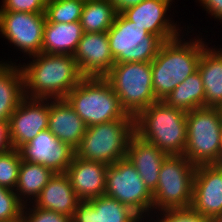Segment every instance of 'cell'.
I'll use <instances>...</instances> for the list:
<instances>
[{
  "label": "cell",
  "instance_id": "cell-13",
  "mask_svg": "<svg viewBox=\"0 0 222 222\" xmlns=\"http://www.w3.org/2000/svg\"><path fill=\"white\" fill-rule=\"evenodd\" d=\"M18 150L22 160L48 167L54 173H65L75 155V149L61 142L48 129Z\"/></svg>",
  "mask_w": 222,
  "mask_h": 222
},
{
  "label": "cell",
  "instance_id": "cell-5",
  "mask_svg": "<svg viewBox=\"0 0 222 222\" xmlns=\"http://www.w3.org/2000/svg\"><path fill=\"white\" fill-rule=\"evenodd\" d=\"M184 156L195 166L217 164L222 149V109L199 108L187 112Z\"/></svg>",
  "mask_w": 222,
  "mask_h": 222
},
{
  "label": "cell",
  "instance_id": "cell-6",
  "mask_svg": "<svg viewBox=\"0 0 222 222\" xmlns=\"http://www.w3.org/2000/svg\"><path fill=\"white\" fill-rule=\"evenodd\" d=\"M134 133L135 119H117L87 127L75 155L84 160L114 164L126 158Z\"/></svg>",
  "mask_w": 222,
  "mask_h": 222
},
{
  "label": "cell",
  "instance_id": "cell-23",
  "mask_svg": "<svg viewBox=\"0 0 222 222\" xmlns=\"http://www.w3.org/2000/svg\"><path fill=\"white\" fill-rule=\"evenodd\" d=\"M7 62L0 61V121L9 120L10 115L25 98L20 64Z\"/></svg>",
  "mask_w": 222,
  "mask_h": 222
},
{
  "label": "cell",
  "instance_id": "cell-26",
  "mask_svg": "<svg viewBox=\"0 0 222 222\" xmlns=\"http://www.w3.org/2000/svg\"><path fill=\"white\" fill-rule=\"evenodd\" d=\"M163 101L184 112L205 107V91L199 71L176 86Z\"/></svg>",
  "mask_w": 222,
  "mask_h": 222
},
{
  "label": "cell",
  "instance_id": "cell-22",
  "mask_svg": "<svg viewBox=\"0 0 222 222\" xmlns=\"http://www.w3.org/2000/svg\"><path fill=\"white\" fill-rule=\"evenodd\" d=\"M205 91V107L222 109V48H204L198 68Z\"/></svg>",
  "mask_w": 222,
  "mask_h": 222
},
{
  "label": "cell",
  "instance_id": "cell-29",
  "mask_svg": "<svg viewBox=\"0 0 222 222\" xmlns=\"http://www.w3.org/2000/svg\"><path fill=\"white\" fill-rule=\"evenodd\" d=\"M21 155L18 149L11 148L0 153V185L15 190L21 166Z\"/></svg>",
  "mask_w": 222,
  "mask_h": 222
},
{
  "label": "cell",
  "instance_id": "cell-20",
  "mask_svg": "<svg viewBox=\"0 0 222 222\" xmlns=\"http://www.w3.org/2000/svg\"><path fill=\"white\" fill-rule=\"evenodd\" d=\"M87 129L66 99H50L48 130L61 142L76 149Z\"/></svg>",
  "mask_w": 222,
  "mask_h": 222
},
{
  "label": "cell",
  "instance_id": "cell-31",
  "mask_svg": "<svg viewBox=\"0 0 222 222\" xmlns=\"http://www.w3.org/2000/svg\"><path fill=\"white\" fill-rule=\"evenodd\" d=\"M156 213V220L152 222H211L207 217L195 212L191 207L180 209H167ZM161 213V214H160ZM160 215V216H158ZM163 215V216H162ZM161 218V219H160Z\"/></svg>",
  "mask_w": 222,
  "mask_h": 222
},
{
  "label": "cell",
  "instance_id": "cell-3",
  "mask_svg": "<svg viewBox=\"0 0 222 222\" xmlns=\"http://www.w3.org/2000/svg\"><path fill=\"white\" fill-rule=\"evenodd\" d=\"M187 112L158 100L135 117V133L166 155H183L187 141Z\"/></svg>",
  "mask_w": 222,
  "mask_h": 222
},
{
  "label": "cell",
  "instance_id": "cell-32",
  "mask_svg": "<svg viewBox=\"0 0 222 222\" xmlns=\"http://www.w3.org/2000/svg\"><path fill=\"white\" fill-rule=\"evenodd\" d=\"M22 219L23 222H71V217L67 215L40 209L32 203L23 206Z\"/></svg>",
  "mask_w": 222,
  "mask_h": 222
},
{
  "label": "cell",
  "instance_id": "cell-2",
  "mask_svg": "<svg viewBox=\"0 0 222 222\" xmlns=\"http://www.w3.org/2000/svg\"><path fill=\"white\" fill-rule=\"evenodd\" d=\"M185 41L181 35L163 42L151 61L155 98L163 101L180 83L197 71L207 42L202 37ZM201 39V40H200Z\"/></svg>",
  "mask_w": 222,
  "mask_h": 222
},
{
  "label": "cell",
  "instance_id": "cell-15",
  "mask_svg": "<svg viewBox=\"0 0 222 222\" xmlns=\"http://www.w3.org/2000/svg\"><path fill=\"white\" fill-rule=\"evenodd\" d=\"M190 207L211 221L222 212V170L217 164L196 166Z\"/></svg>",
  "mask_w": 222,
  "mask_h": 222
},
{
  "label": "cell",
  "instance_id": "cell-27",
  "mask_svg": "<svg viewBox=\"0 0 222 222\" xmlns=\"http://www.w3.org/2000/svg\"><path fill=\"white\" fill-rule=\"evenodd\" d=\"M117 14L108 0H85L80 24L86 33L107 32Z\"/></svg>",
  "mask_w": 222,
  "mask_h": 222
},
{
  "label": "cell",
  "instance_id": "cell-21",
  "mask_svg": "<svg viewBox=\"0 0 222 222\" xmlns=\"http://www.w3.org/2000/svg\"><path fill=\"white\" fill-rule=\"evenodd\" d=\"M80 201L68 176L65 173H55L32 204L72 218Z\"/></svg>",
  "mask_w": 222,
  "mask_h": 222
},
{
  "label": "cell",
  "instance_id": "cell-19",
  "mask_svg": "<svg viewBox=\"0 0 222 222\" xmlns=\"http://www.w3.org/2000/svg\"><path fill=\"white\" fill-rule=\"evenodd\" d=\"M167 156L162 150L142 139L136 133L130 137L126 159L135 166L152 194L157 188L160 168Z\"/></svg>",
  "mask_w": 222,
  "mask_h": 222
},
{
  "label": "cell",
  "instance_id": "cell-7",
  "mask_svg": "<svg viewBox=\"0 0 222 222\" xmlns=\"http://www.w3.org/2000/svg\"><path fill=\"white\" fill-rule=\"evenodd\" d=\"M127 114L136 117L158 101L152 83L151 62L115 63L104 76Z\"/></svg>",
  "mask_w": 222,
  "mask_h": 222
},
{
  "label": "cell",
  "instance_id": "cell-9",
  "mask_svg": "<svg viewBox=\"0 0 222 222\" xmlns=\"http://www.w3.org/2000/svg\"><path fill=\"white\" fill-rule=\"evenodd\" d=\"M104 195L128 206L143 220L147 217L146 222L148 217L151 220L155 219L152 218L153 194L146 187L135 166L126 158L108 166Z\"/></svg>",
  "mask_w": 222,
  "mask_h": 222
},
{
  "label": "cell",
  "instance_id": "cell-14",
  "mask_svg": "<svg viewBox=\"0 0 222 222\" xmlns=\"http://www.w3.org/2000/svg\"><path fill=\"white\" fill-rule=\"evenodd\" d=\"M173 0H144L140 4L125 9L121 14L129 21L143 27L148 33L156 35L162 42L180 36L181 29L167 11ZM167 15V17H166Z\"/></svg>",
  "mask_w": 222,
  "mask_h": 222
},
{
  "label": "cell",
  "instance_id": "cell-8",
  "mask_svg": "<svg viewBox=\"0 0 222 222\" xmlns=\"http://www.w3.org/2000/svg\"><path fill=\"white\" fill-rule=\"evenodd\" d=\"M195 171L196 166L184 155L167 156L161 165L157 188L153 193V213L190 207Z\"/></svg>",
  "mask_w": 222,
  "mask_h": 222
},
{
  "label": "cell",
  "instance_id": "cell-39",
  "mask_svg": "<svg viewBox=\"0 0 222 222\" xmlns=\"http://www.w3.org/2000/svg\"><path fill=\"white\" fill-rule=\"evenodd\" d=\"M0 222H23V220H13V221H0Z\"/></svg>",
  "mask_w": 222,
  "mask_h": 222
},
{
  "label": "cell",
  "instance_id": "cell-4",
  "mask_svg": "<svg viewBox=\"0 0 222 222\" xmlns=\"http://www.w3.org/2000/svg\"><path fill=\"white\" fill-rule=\"evenodd\" d=\"M87 127L117 120L135 119L104 77H84L65 97Z\"/></svg>",
  "mask_w": 222,
  "mask_h": 222
},
{
  "label": "cell",
  "instance_id": "cell-1",
  "mask_svg": "<svg viewBox=\"0 0 222 222\" xmlns=\"http://www.w3.org/2000/svg\"><path fill=\"white\" fill-rule=\"evenodd\" d=\"M29 58L30 63H20L27 98L65 99L84 78L73 55L39 53Z\"/></svg>",
  "mask_w": 222,
  "mask_h": 222
},
{
  "label": "cell",
  "instance_id": "cell-17",
  "mask_svg": "<svg viewBox=\"0 0 222 222\" xmlns=\"http://www.w3.org/2000/svg\"><path fill=\"white\" fill-rule=\"evenodd\" d=\"M107 164L84 160L74 155L65 174L81 200H89L105 194Z\"/></svg>",
  "mask_w": 222,
  "mask_h": 222
},
{
  "label": "cell",
  "instance_id": "cell-36",
  "mask_svg": "<svg viewBox=\"0 0 222 222\" xmlns=\"http://www.w3.org/2000/svg\"><path fill=\"white\" fill-rule=\"evenodd\" d=\"M115 8L117 13L123 12L125 9L138 5L144 0H108Z\"/></svg>",
  "mask_w": 222,
  "mask_h": 222
},
{
  "label": "cell",
  "instance_id": "cell-25",
  "mask_svg": "<svg viewBox=\"0 0 222 222\" xmlns=\"http://www.w3.org/2000/svg\"><path fill=\"white\" fill-rule=\"evenodd\" d=\"M54 174L48 167L22 160L14 190L19 201L23 205L33 203Z\"/></svg>",
  "mask_w": 222,
  "mask_h": 222
},
{
  "label": "cell",
  "instance_id": "cell-18",
  "mask_svg": "<svg viewBox=\"0 0 222 222\" xmlns=\"http://www.w3.org/2000/svg\"><path fill=\"white\" fill-rule=\"evenodd\" d=\"M144 222L135 211L105 195L81 200L71 222Z\"/></svg>",
  "mask_w": 222,
  "mask_h": 222
},
{
  "label": "cell",
  "instance_id": "cell-30",
  "mask_svg": "<svg viewBox=\"0 0 222 222\" xmlns=\"http://www.w3.org/2000/svg\"><path fill=\"white\" fill-rule=\"evenodd\" d=\"M23 206L14 190L0 185V221L23 220Z\"/></svg>",
  "mask_w": 222,
  "mask_h": 222
},
{
  "label": "cell",
  "instance_id": "cell-10",
  "mask_svg": "<svg viewBox=\"0 0 222 222\" xmlns=\"http://www.w3.org/2000/svg\"><path fill=\"white\" fill-rule=\"evenodd\" d=\"M110 52L115 63L151 62L163 43L156 35L118 13L107 31Z\"/></svg>",
  "mask_w": 222,
  "mask_h": 222
},
{
  "label": "cell",
  "instance_id": "cell-37",
  "mask_svg": "<svg viewBox=\"0 0 222 222\" xmlns=\"http://www.w3.org/2000/svg\"><path fill=\"white\" fill-rule=\"evenodd\" d=\"M211 222H222V212L219 213Z\"/></svg>",
  "mask_w": 222,
  "mask_h": 222
},
{
  "label": "cell",
  "instance_id": "cell-34",
  "mask_svg": "<svg viewBox=\"0 0 222 222\" xmlns=\"http://www.w3.org/2000/svg\"><path fill=\"white\" fill-rule=\"evenodd\" d=\"M206 13H211L214 19L222 22V0H198Z\"/></svg>",
  "mask_w": 222,
  "mask_h": 222
},
{
  "label": "cell",
  "instance_id": "cell-28",
  "mask_svg": "<svg viewBox=\"0 0 222 222\" xmlns=\"http://www.w3.org/2000/svg\"><path fill=\"white\" fill-rule=\"evenodd\" d=\"M85 0H47L45 15L51 23L80 21Z\"/></svg>",
  "mask_w": 222,
  "mask_h": 222
},
{
  "label": "cell",
  "instance_id": "cell-35",
  "mask_svg": "<svg viewBox=\"0 0 222 222\" xmlns=\"http://www.w3.org/2000/svg\"><path fill=\"white\" fill-rule=\"evenodd\" d=\"M13 148L10 137L9 120L0 121V153Z\"/></svg>",
  "mask_w": 222,
  "mask_h": 222
},
{
  "label": "cell",
  "instance_id": "cell-12",
  "mask_svg": "<svg viewBox=\"0 0 222 222\" xmlns=\"http://www.w3.org/2000/svg\"><path fill=\"white\" fill-rule=\"evenodd\" d=\"M50 99L25 97L10 115V137L13 148L19 149L48 129Z\"/></svg>",
  "mask_w": 222,
  "mask_h": 222
},
{
  "label": "cell",
  "instance_id": "cell-24",
  "mask_svg": "<svg viewBox=\"0 0 222 222\" xmlns=\"http://www.w3.org/2000/svg\"><path fill=\"white\" fill-rule=\"evenodd\" d=\"M84 34L80 21L51 23L43 29L42 53L73 55Z\"/></svg>",
  "mask_w": 222,
  "mask_h": 222
},
{
  "label": "cell",
  "instance_id": "cell-33",
  "mask_svg": "<svg viewBox=\"0 0 222 222\" xmlns=\"http://www.w3.org/2000/svg\"><path fill=\"white\" fill-rule=\"evenodd\" d=\"M0 11L45 13L47 0H3Z\"/></svg>",
  "mask_w": 222,
  "mask_h": 222
},
{
  "label": "cell",
  "instance_id": "cell-16",
  "mask_svg": "<svg viewBox=\"0 0 222 222\" xmlns=\"http://www.w3.org/2000/svg\"><path fill=\"white\" fill-rule=\"evenodd\" d=\"M73 56L84 77H104L115 64L107 32H84Z\"/></svg>",
  "mask_w": 222,
  "mask_h": 222
},
{
  "label": "cell",
  "instance_id": "cell-11",
  "mask_svg": "<svg viewBox=\"0 0 222 222\" xmlns=\"http://www.w3.org/2000/svg\"><path fill=\"white\" fill-rule=\"evenodd\" d=\"M45 13L0 11V34L31 57L42 53Z\"/></svg>",
  "mask_w": 222,
  "mask_h": 222
},
{
  "label": "cell",
  "instance_id": "cell-38",
  "mask_svg": "<svg viewBox=\"0 0 222 222\" xmlns=\"http://www.w3.org/2000/svg\"><path fill=\"white\" fill-rule=\"evenodd\" d=\"M217 165H218V167L222 170V157H220Z\"/></svg>",
  "mask_w": 222,
  "mask_h": 222
}]
</instances>
